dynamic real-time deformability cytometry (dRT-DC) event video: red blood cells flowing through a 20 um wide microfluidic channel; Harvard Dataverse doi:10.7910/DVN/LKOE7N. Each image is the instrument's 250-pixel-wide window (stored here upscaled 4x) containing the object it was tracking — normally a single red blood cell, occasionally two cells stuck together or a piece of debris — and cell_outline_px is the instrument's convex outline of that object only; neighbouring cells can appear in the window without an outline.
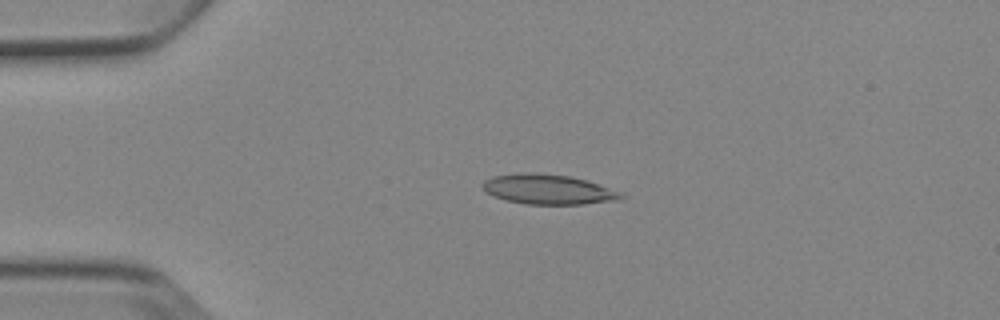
{"species": "Egyptian fruit bat (a non-hibernating species)", "species_latin": "Rousettus aegyptiacus", "temperature_condition": "cold", "stored_images_in_passage": 3, "camera_frame_rate_fps": 3000, "um_per_image_px": 0.085, "animal": {"sex": "female"}, "frame": {"image": 1, "passage_image": 3, "time_ms": 2.333, "image_size_px": [1000, 320], "cell_outline_px": [[628, 196], [620, 200], [584, 204], [524, 204], [504, 200], [484, 192], [480, 184], [484, 180], [492, 176], [524, 172], [536, 172], [568, 176], [588, 180], [620, 192]], "centroid_in_image_um": [46.57, 16.09], "position_along_channel_um": 38.4, "area_um2": 24.51}}